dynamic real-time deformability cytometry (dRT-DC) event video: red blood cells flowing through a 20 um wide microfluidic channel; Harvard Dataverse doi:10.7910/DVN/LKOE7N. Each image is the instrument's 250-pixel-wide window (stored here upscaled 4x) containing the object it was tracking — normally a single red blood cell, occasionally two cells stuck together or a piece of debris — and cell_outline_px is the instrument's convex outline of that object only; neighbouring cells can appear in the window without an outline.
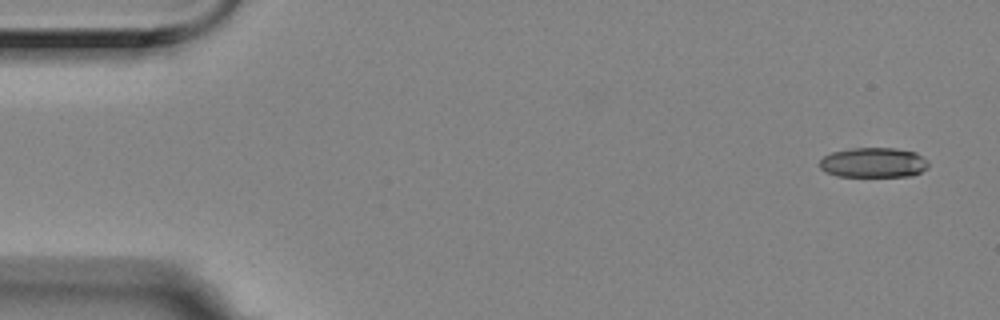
{"species": "Egyptian fruit bat (a non-hibernating species)", "species_latin": "Rousettus aegyptiacus", "temperature_condition": "room temperature", "stored_images_in_passage": 5, "segment_of_instrument_passage": [1, 2], "camera_frame_rate_fps": 3000, "um_per_image_px": 0.085, "animal": {"sex": "female"}, "frame": {"image": 1, "passage_image": 1, "time_ms": 0.0, "image_size_px": [1000, 320], "cell_outline_px": [[928, 168], [912, 176], [836, 176], [824, 172], [820, 168], [820, 160], [824, 156], [832, 152], [852, 148], [896, 148], [916, 152], [928, 160]], "centroid_in_image_um": [74.25, 13.82], "position_along_channel_um": 10.7, "area_um2": 19.13}}
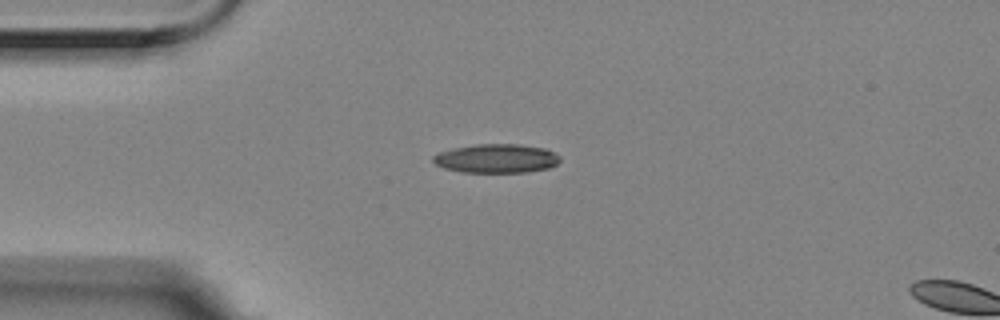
{"frame": {"image": 2, "passage_image": 4, "time_ms": 1.0, "image_size_px": [1000, 320], "cell_outline_px": [[560, 160], [556, 164], [548, 168], [528, 172], [460, 172], [444, 168], [436, 164], [432, 160], [432, 156], [440, 152], [456, 148], [476, 144], [520, 144], [544, 148], [560, 156]], "centroid_in_image_um": [42.2, 13.47], "position_along_channel_um": 42.8, "area_um2": 21.27}}